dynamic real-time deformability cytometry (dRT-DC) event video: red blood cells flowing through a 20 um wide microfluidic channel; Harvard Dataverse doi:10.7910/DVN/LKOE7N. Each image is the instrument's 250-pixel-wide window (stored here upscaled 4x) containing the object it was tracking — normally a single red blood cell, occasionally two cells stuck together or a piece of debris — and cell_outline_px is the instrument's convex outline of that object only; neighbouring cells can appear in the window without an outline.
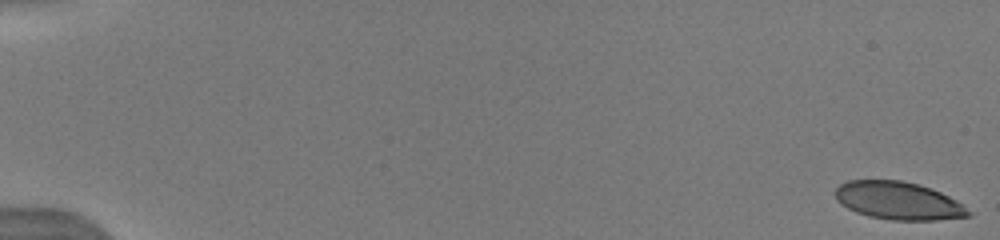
{"species": "human", "species_latin": "Homo sapiens", "temperature_condition": "warm", "stored_images_in_passage": 32, "camera_frame_rate_fps": 3000, "um_per_image_px": 0.085, "donor": {"sex": "male"}, "frame": {"image": 1, "passage_image": 1, "time_ms": 0.0, "image_size_px": [1000, 240], "cell_outline_px": [[976, 212], [972, 216], [936, 220], [892, 220], [868, 216], [856, 212], [840, 204], [836, 200], [836, 188], [840, 184], [848, 180], [900, 180], [920, 184], [932, 188], [956, 200]], "centroid_in_image_um": [76.42, 17.06], "position_along_channel_um": 8.6, "area_um2": 29.71}}
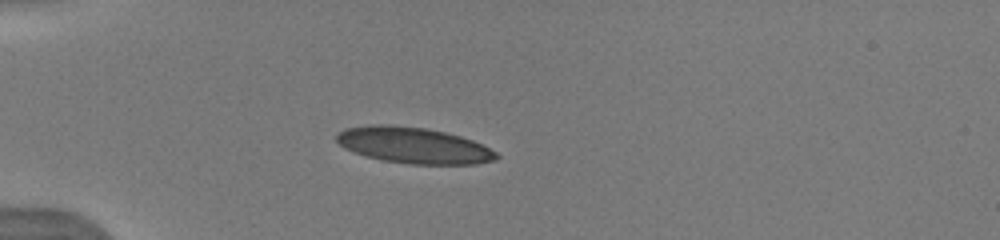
{"frame": {"image": 2, "passage_image": 28, "time_ms": 5.0, "image_size_px": [1000, 240], "cell_outline_px": [[500, 156], [496, 160], [476, 164], [408, 164], [384, 160], [368, 156], [344, 148], [336, 140], [336, 132], [344, 128], [372, 124], [392, 124], [424, 128], [444, 132], [460, 136], [472, 140], [496, 152]], "centroid_in_image_um": [35.13, 12.34], "position_along_channel_um": 49.9, "area_um2": 33.52}}